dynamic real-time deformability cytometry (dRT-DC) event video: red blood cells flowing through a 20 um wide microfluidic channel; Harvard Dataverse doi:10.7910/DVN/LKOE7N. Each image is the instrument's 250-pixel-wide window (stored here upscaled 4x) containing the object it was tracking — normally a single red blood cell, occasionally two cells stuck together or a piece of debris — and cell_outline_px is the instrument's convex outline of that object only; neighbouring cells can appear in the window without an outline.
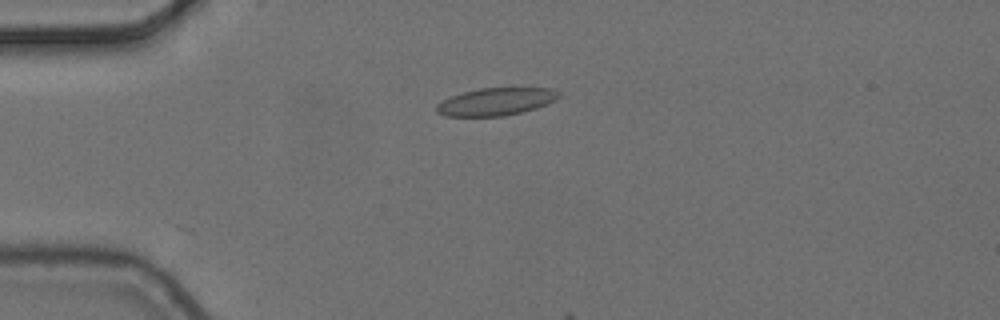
{"species": "common noctule bat (a hibernating species)", "species_latin": "Nyctalus noctula", "temperature_condition": "cold", "stored_images_in_passage": 15, "camera_frame_rate_fps": 3000, "um_per_image_px": 0.085, "animal": {"sex": "female", "body_mass_g": 24.6, "forearm_length_mm": 56.2}, "frame": {"image": 1, "passage_image": 4, "time_ms": 1.0, "image_size_px": [1000, 320], "cell_outline_px": [[560, 96], [556, 100], [536, 108], [504, 116], [444, 116], [436, 112], [436, 104], [452, 96], [464, 92], [480, 88], [552, 88], [560, 92]], "centroid_in_image_um": [42.17, 8.64], "position_along_channel_um": 42.8, "area_um2": 19.54}}
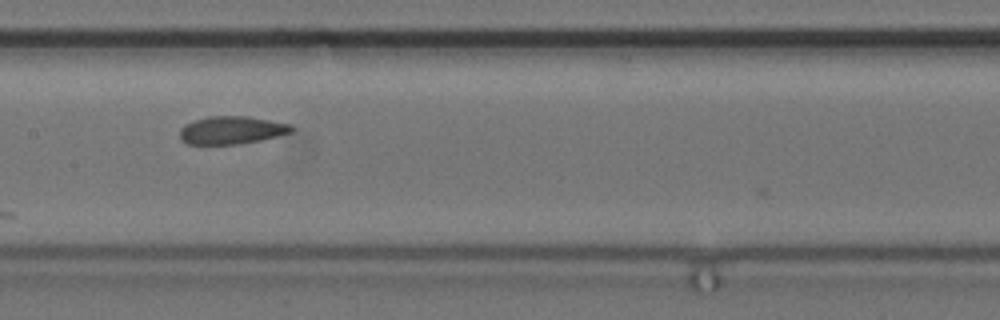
{"frame": {"image": 2, "passage_image": 8, "time_ms": 2.333, "image_size_px": [1000, 320], "cell_outline_px": [[292, 132], [260, 140], [236, 144], [188, 144], [180, 140], [180, 128], [184, 124], [208, 116], [248, 116], [288, 124], [292, 128]], "centroid_in_image_um": [19.62, 11.06], "position_along_channel_um": 187.8, "area_um2": 17.92}}
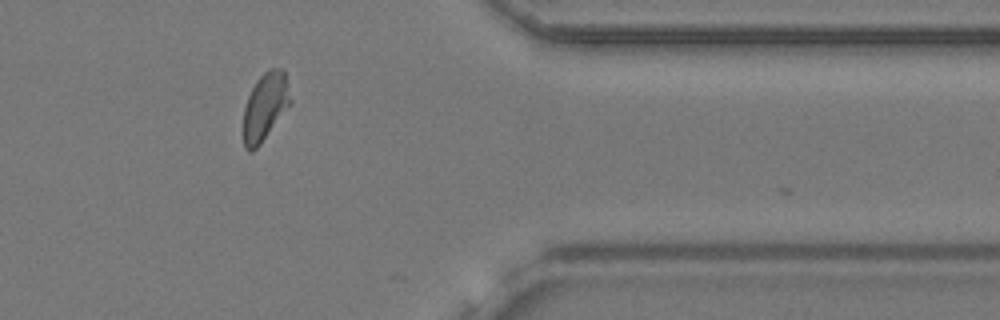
{"frame": {"image": 3, "passage_image": 13, "time_ms": 4.0, "image_size_px": [1000, 320], "cell_outline_px": [[292, 104], [260, 144], [252, 152], [248, 152], [244, 148], [244, 108], [248, 96], [256, 80], [268, 68], [284, 68], [292, 100]], "centroid_in_image_um": [22.57, 9.04], "position_along_channel_um": 388.8, "area_um2": 18.79}}